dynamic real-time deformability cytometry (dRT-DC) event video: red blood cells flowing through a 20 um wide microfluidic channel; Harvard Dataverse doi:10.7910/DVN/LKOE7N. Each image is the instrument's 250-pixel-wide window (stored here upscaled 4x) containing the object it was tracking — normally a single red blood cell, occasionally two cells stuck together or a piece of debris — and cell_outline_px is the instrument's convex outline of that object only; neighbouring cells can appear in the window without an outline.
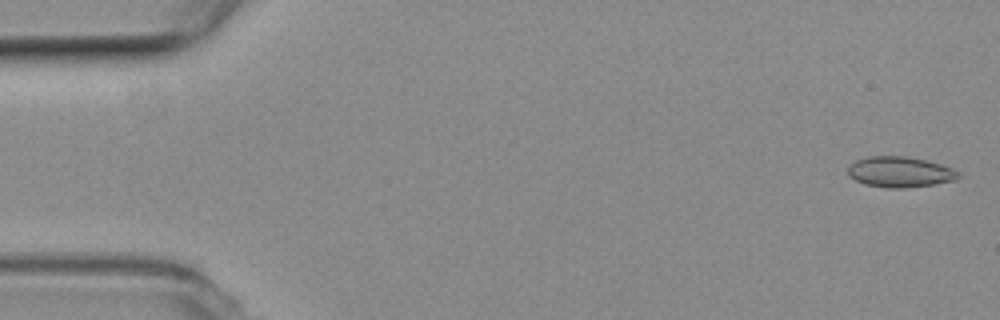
{"species": "common noctule bat (a hibernating species)", "species_latin": "Nyctalus noctula", "temperature_condition": "room temperature", "stored_images_in_passage": 54, "camera_frame_rate_fps": 3000, "um_per_image_px": 0.085, "animal": {"sex": "female", "body_mass_g": 19.3, "forearm_length_mm": 54.1}, "frame": {"image": 1, "passage_image": 2, "time_ms": 0.333, "image_size_px": [1000, 320], "cell_outline_px": [[960, 176], [956, 180], [936, 184], [904, 188], [888, 188], [864, 184], [848, 176], [848, 164], [856, 160], [868, 156], [904, 156], [924, 160], [940, 164], [952, 168], [960, 172]], "centroid_in_image_um": [76.48, 14.62], "position_along_channel_um": 8.5, "area_um2": 19.83}}
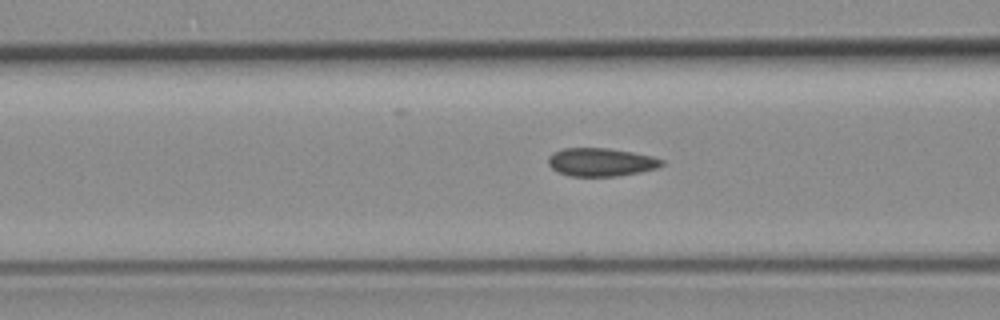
{"frame": {"image": 2, "passage_image": 21, "time_ms": 6.667, "image_size_px": [1000, 320], "cell_outline_px": [[664, 164], [656, 168], [640, 172], [616, 176], [568, 176], [552, 168], [548, 164], [548, 156], [552, 152], [564, 148], [608, 148], [632, 152], [652, 156], [664, 160]], "centroid_in_image_um": [51.07, 13.77], "position_along_channel_um": 115.5, "area_um2": 18.67}}
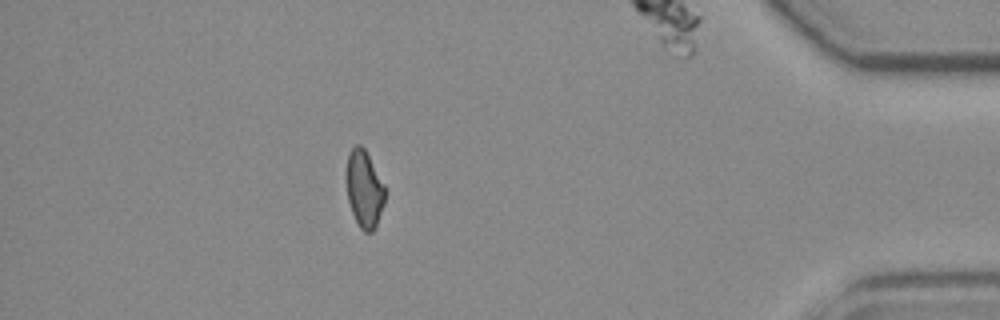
{"frame": {"image": 3, "passage_image": 48, "time_ms": 15.667, "image_size_px": [1000, 320], "cell_outline_px": [[384, 204], [376, 224], [372, 232], [364, 232], [360, 228], [352, 212], [348, 200], [344, 172], [348, 152], [356, 144], [360, 144], [364, 148], [384, 184]], "centroid_in_image_um": [30.91, 16.02], "position_along_channel_um": 404.3, "area_um2": 17.46}, "authors_computed_cell_mechanics": {"area_um2": 18.8139, "velocity_mm_per_s": 3.7823, "shape_relaxation_time_tau1_ms": null, "shape_relaxation_time_tau2_ms": 2.4624, "deformation_change_tau1": null, "deformation_change_tau2": 0.0779}}